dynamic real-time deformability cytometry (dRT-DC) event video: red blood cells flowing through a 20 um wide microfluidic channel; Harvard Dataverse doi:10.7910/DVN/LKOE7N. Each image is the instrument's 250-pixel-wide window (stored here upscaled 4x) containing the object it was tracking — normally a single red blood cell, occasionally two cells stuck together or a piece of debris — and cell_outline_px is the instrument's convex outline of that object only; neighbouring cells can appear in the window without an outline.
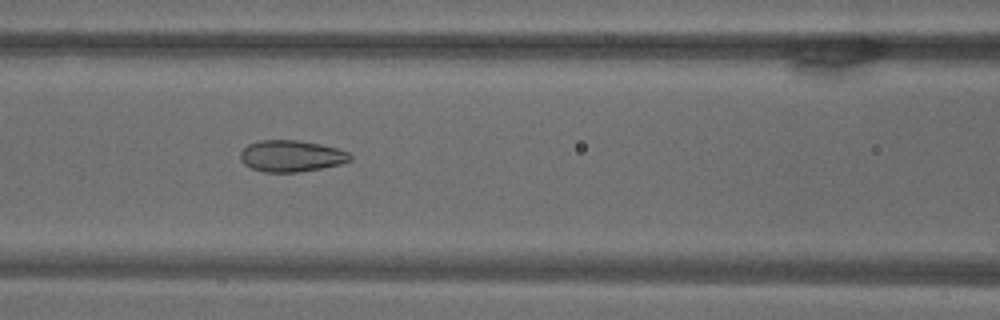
{"species": "common noctule bat (a hibernating species)", "species_latin": "Nyctalus noctula", "temperature_condition": "warm", "stored_images_in_passage": 50, "camera_frame_rate_fps": 3000, "um_per_image_px": 0.085, "animal": {"sex": "male", "body_mass_g": 18.8}, "frame": {"image": 1, "passage_image": 18, "time_ms": 5.667, "image_size_px": [1000, 320], "cell_outline_px": [[352, 160], [340, 164], [300, 172], [264, 172], [252, 168], [244, 164], [240, 160], [240, 152], [248, 144], [260, 140], [300, 140], [320, 144], [336, 148], [348, 152], [352, 156]], "centroid_in_image_um": [24.75, 13.26], "position_along_channel_um": 141.9, "area_um2": 20.17}}
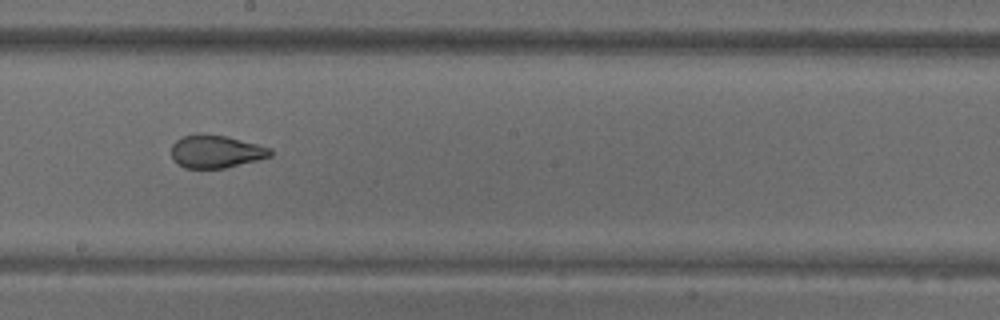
{"frame": {"image": 2, "passage_image": 27, "time_ms": 8.667, "image_size_px": [1000, 320], "cell_outline_px": [[272, 156], [224, 168], [184, 168], [172, 160], [172, 144], [176, 140], [184, 136], [200, 132], [228, 136], [272, 148]], "centroid_in_image_um": [18.34, 12.86], "position_along_channel_um": 229.9, "area_um2": 19.13}}
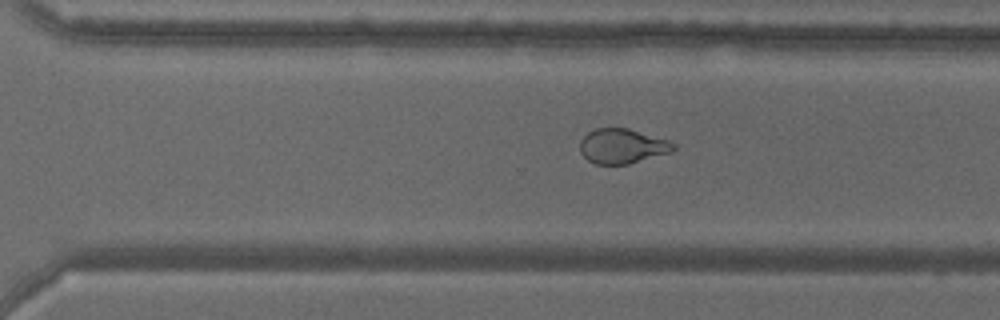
{"frame": {"image": 3, "passage_image": 36, "time_ms": 11.667, "image_size_px": [1000, 320], "cell_outline_px": [[676, 148], [672, 152], [628, 164], [596, 164], [588, 160], [580, 152], [580, 140], [588, 132], [596, 128], [628, 128], [668, 140], [676, 144]], "centroid_in_image_um": [52.9, 12.42], "position_along_channel_um": 317.7, "area_um2": 18.96}}